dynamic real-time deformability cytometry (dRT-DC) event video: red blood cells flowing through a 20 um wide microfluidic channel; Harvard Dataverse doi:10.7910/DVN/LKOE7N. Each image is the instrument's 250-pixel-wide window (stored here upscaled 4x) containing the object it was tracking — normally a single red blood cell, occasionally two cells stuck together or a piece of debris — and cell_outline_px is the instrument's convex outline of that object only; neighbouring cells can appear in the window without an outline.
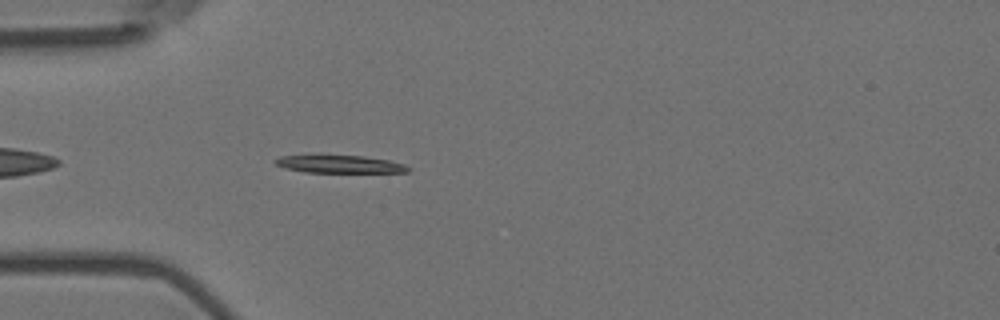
{"species": "Egyptian fruit bat (a non-hibernating species)", "species_latin": "Rousettus aegyptiacus", "temperature_condition": "room temperature", "stored_images_in_passage": 5, "camera_frame_rate_fps": 3000, "um_per_image_px": 0.085, "animal": {"sex": "female"}, "frame": {"image": 1, "passage_image": 5, "time_ms": 1.333, "image_size_px": [1000, 320], "cell_outline_px": [[408, 172], [304, 172], [284, 168], [276, 164], [272, 160], [280, 156], [364, 156], [388, 160], [404, 164], [408, 168]], "centroid_in_image_um": [28.83, 13.96], "position_along_channel_um": 56.2, "area_um2": 13.35}}